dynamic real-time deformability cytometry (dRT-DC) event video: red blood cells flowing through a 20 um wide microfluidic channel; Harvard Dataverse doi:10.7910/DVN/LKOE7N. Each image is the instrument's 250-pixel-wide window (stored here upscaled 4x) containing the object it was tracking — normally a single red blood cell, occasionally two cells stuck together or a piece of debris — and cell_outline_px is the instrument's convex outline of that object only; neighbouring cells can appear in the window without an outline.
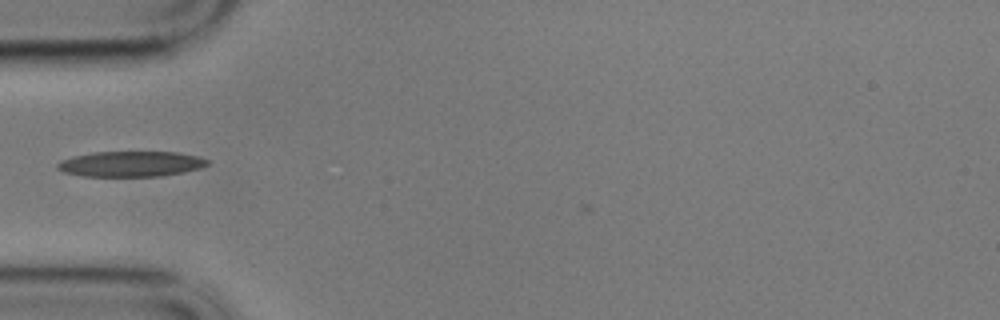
{"species": "common noctule bat (a hibernating species)", "species_latin": "Nyctalus noctula", "temperature_condition": "cold", "stored_images_in_passage": 36, "camera_frame_rate_fps": 3000, "um_per_image_px": 0.085, "animal": {"sex": "male", "body_mass_g": 17.9}, "frame": {"image": 1, "passage_image": 1, "time_ms": 0.0, "image_size_px": [1000, 320], "cell_outline_px": [[208, 164], [200, 168], [184, 172], [160, 176], [84, 176], [64, 172], [56, 168], [56, 164], [60, 160], [72, 156], [92, 152], [176, 152], [196, 156], [208, 160]], "centroid_in_image_um": [11.07, 13.93], "position_along_channel_um": 73.9, "area_um2": 22.2}}
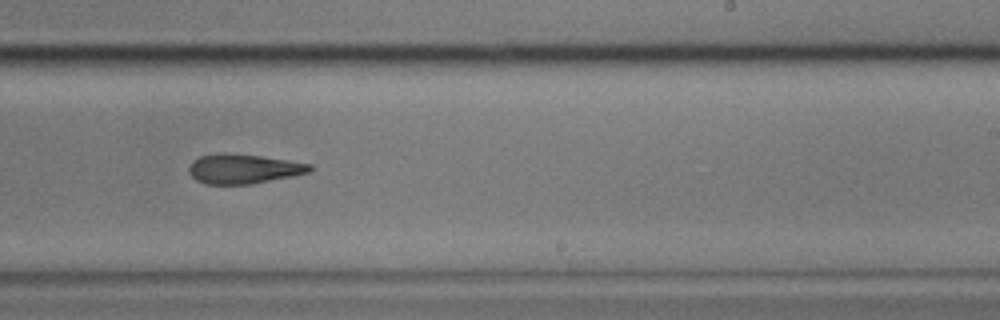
{"frame": {"image": 2, "passage_image": 18, "time_ms": 5.667, "image_size_px": [1000, 320], "cell_outline_px": [[316, 168], [312, 172], [252, 184], [204, 184], [196, 180], [188, 172], [188, 168], [192, 160], [200, 156], [224, 152], [228, 152], [260, 156], [288, 160], [312, 164]], "centroid_in_image_um": [20.71, 14.34], "position_along_channel_um": 268.3, "area_um2": 21.15}}
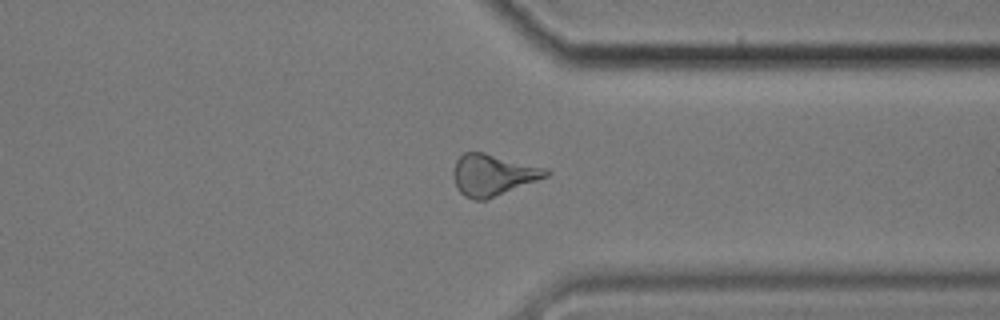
{"frame": {"image": 3, "passage_image": 27, "time_ms": 8.667, "image_size_px": [1000, 320], "cell_outline_px": [[552, 172], [548, 176], [484, 200], [472, 200], [464, 196], [456, 188], [452, 176], [452, 172], [456, 160], [464, 152], [484, 152], [548, 168]], "centroid_in_image_um": [41.87, 14.85], "position_along_channel_um": 369.5, "area_um2": 22.43}}